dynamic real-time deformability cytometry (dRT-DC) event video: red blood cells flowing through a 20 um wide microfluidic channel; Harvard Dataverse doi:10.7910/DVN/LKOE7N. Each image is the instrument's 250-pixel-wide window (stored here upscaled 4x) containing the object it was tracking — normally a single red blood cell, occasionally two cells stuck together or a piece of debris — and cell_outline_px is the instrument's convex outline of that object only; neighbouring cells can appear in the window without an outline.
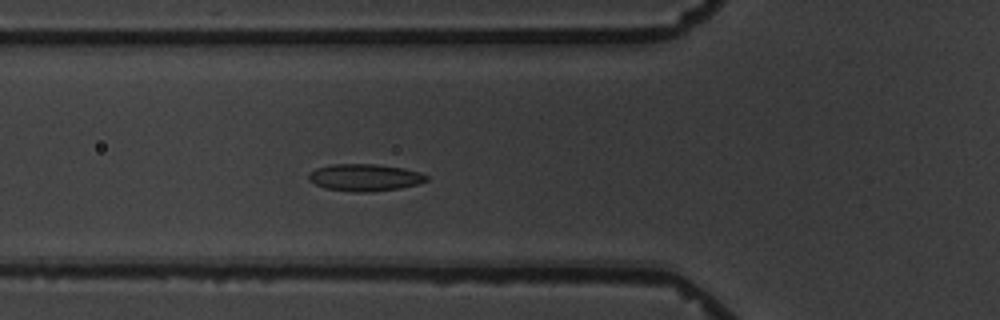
{"species": "common noctule bat (a hibernating species)", "species_latin": "Nyctalus noctula", "temperature_condition": "warm", "stored_images_in_passage": 5, "camera_frame_rate_fps": 3000, "um_per_image_px": 0.085, "animal": {"sex": "male", "body_mass_g": 19.5, "forearm_length_mm": 54.6}, "frame": {"image": 1, "passage_image": 5, "time_ms": 4.667, "image_size_px": [1000, 320], "cell_outline_px": [[428, 180], [420, 184], [400, 188], [372, 192], [352, 192], [324, 188], [308, 180], [308, 176], [316, 168], [332, 164], [376, 164], [404, 168], [420, 172], [428, 176]], "centroid_in_image_um": [31.04, 15.09], "position_along_channel_um": 94.8, "area_um2": 18.73}}